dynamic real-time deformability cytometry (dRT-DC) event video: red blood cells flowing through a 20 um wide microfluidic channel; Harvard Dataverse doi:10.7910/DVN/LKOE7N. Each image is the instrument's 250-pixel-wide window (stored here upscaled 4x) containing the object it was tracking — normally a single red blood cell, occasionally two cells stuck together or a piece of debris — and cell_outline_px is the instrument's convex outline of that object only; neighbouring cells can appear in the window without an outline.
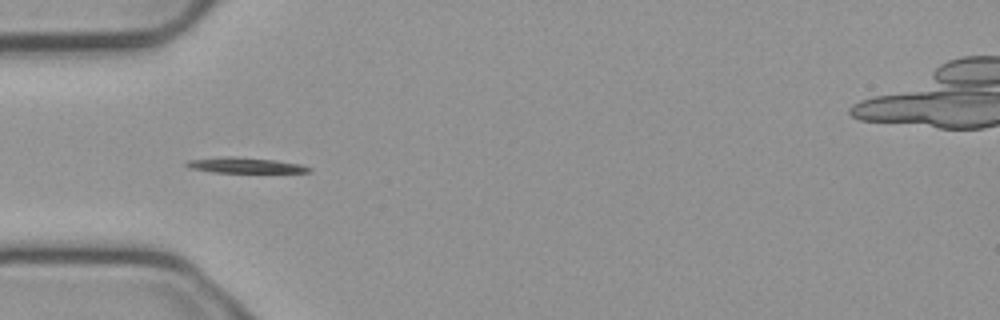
{"species": "common noctule bat (a hibernating species)", "species_latin": "Nyctalus noctula", "temperature_condition": "cold", "stored_images_in_passage": 42, "camera_frame_rate_fps": 3000, "um_per_image_px": 0.085, "animal": {"sex": "male", "body_mass_g": 23.1, "forearm_length_mm": 52.7}, "frame": {"image": 1, "passage_image": 4, "time_ms": 1.0, "image_size_px": [1000, 320], "cell_outline_px": [[312, 172], [212, 172], [188, 168], [184, 164], [188, 160], [228, 156], [232, 156], [272, 160], [300, 164], [312, 168]], "centroid_in_image_um": [20.78, 14.05], "position_along_channel_um": 64.2, "area_um2": 10.87}}
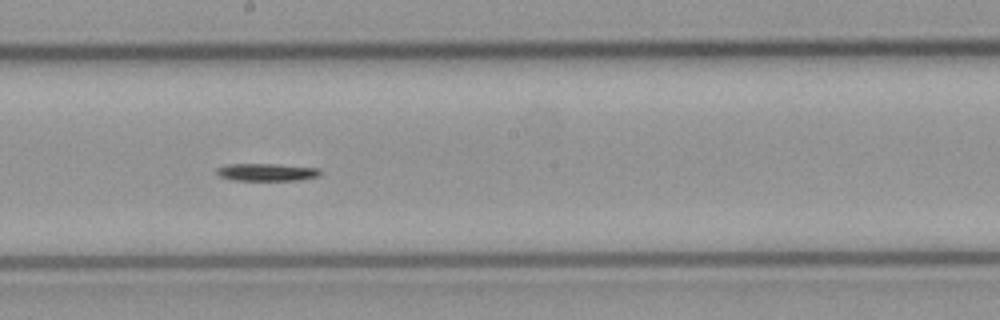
{"frame": {"image": 2, "passage_image": 17, "time_ms": 5.333, "image_size_px": [1000, 320], "cell_outline_px": [[320, 172], [316, 176], [300, 180], [232, 180], [220, 176], [216, 172], [216, 168], [228, 164], [276, 164], [320, 168]], "centroid_in_image_um": [22.64, 14.63], "position_along_channel_um": 225.6, "area_um2": 10.46}}
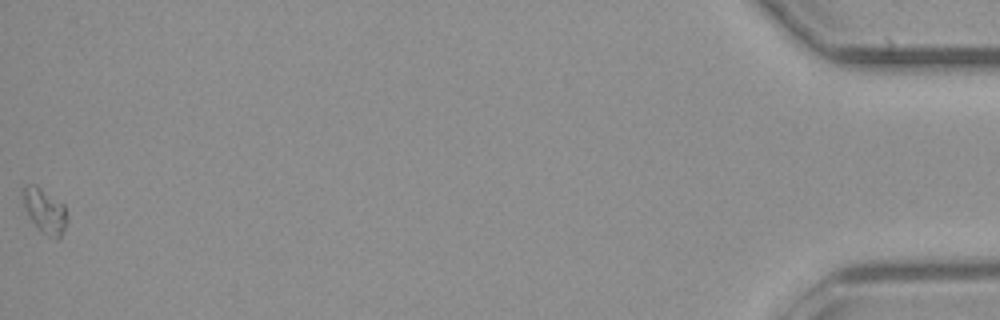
{"frame": {"image": 3, "passage_image": 42, "time_ms": 13.667, "image_size_px": [1000, 320], "cell_outline_px": [[68, 220], [60, 240], [56, 240], [48, 236], [36, 228], [28, 216], [20, 192], [20, 188], [24, 184], [36, 184], [64, 204], [68, 216]], "centroid_in_image_um": [3.79, 17.92], "position_along_channel_um": 431.4, "area_um2": 12.08}}